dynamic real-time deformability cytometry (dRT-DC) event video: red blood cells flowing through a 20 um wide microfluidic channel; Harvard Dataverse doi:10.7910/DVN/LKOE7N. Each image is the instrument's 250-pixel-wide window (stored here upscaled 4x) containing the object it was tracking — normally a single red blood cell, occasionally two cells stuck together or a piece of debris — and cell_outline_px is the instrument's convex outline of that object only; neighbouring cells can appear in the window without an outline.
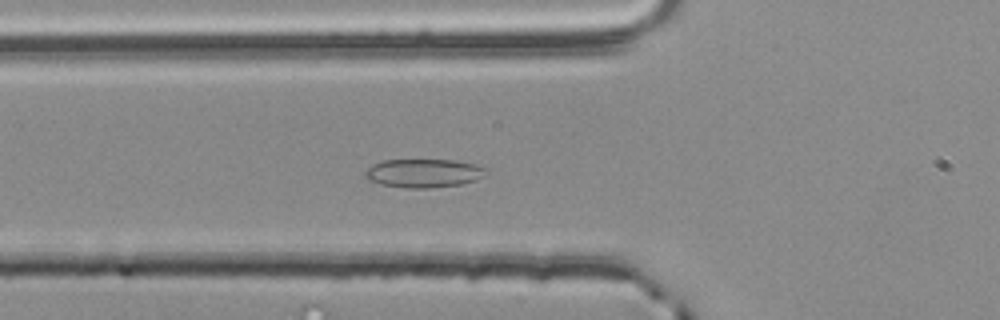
{"species": "common noctule bat (a hibernating species)", "species_latin": "Nyctalus noctula", "temperature_condition": "room temperature", "stored_images_in_passage": 44, "camera_frame_rate_fps": 3000, "um_per_image_px": 0.085, "animal": {"sex": "male", "body_mass_g": 20.4}, "frame": {"image": 1, "passage_image": 14, "time_ms": 4.333, "image_size_px": [1000, 320], "cell_outline_px": [[488, 172], [476, 180], [460, 184], [432, 188], [404, 188], [380, 184], [368, 180], [364, 176], [364, 172], [372, 164], [384, 160], [456, 160], [476, 164], [488, 168]], "centroid_in_image_um": [36.01, 14.72], "position_along_channel_um": 89.8, "area_um2": 20.35}}
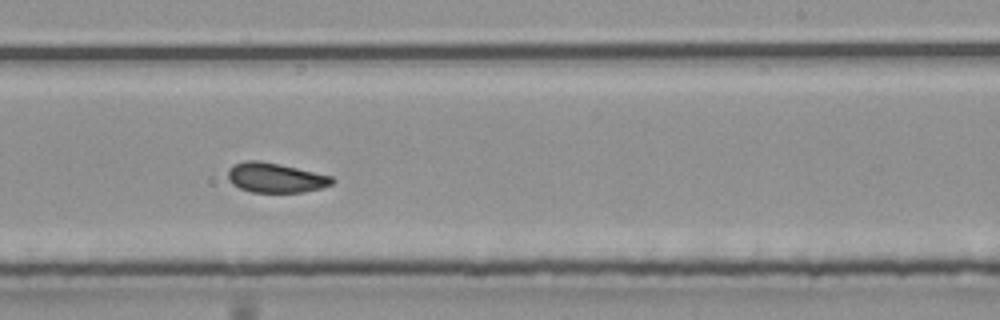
{"frame": {"image": 2, "passage_image": 28, "time_ms": 9.0, "image_size_px": [1000, 320], "cell_outline_px": [[336, 180], [332, 184], [320, 188], [304, 192], [252, 192], [240, 188], [232, 184], [228, 180], [228, 168], [232, 164], [244, 160], [260, 160], [280, 164], [332, 176]], "centroid_in_image_um": [23.38, 15.09], "position_along_channel_um": 265.6, "area_um2": 18.21}}
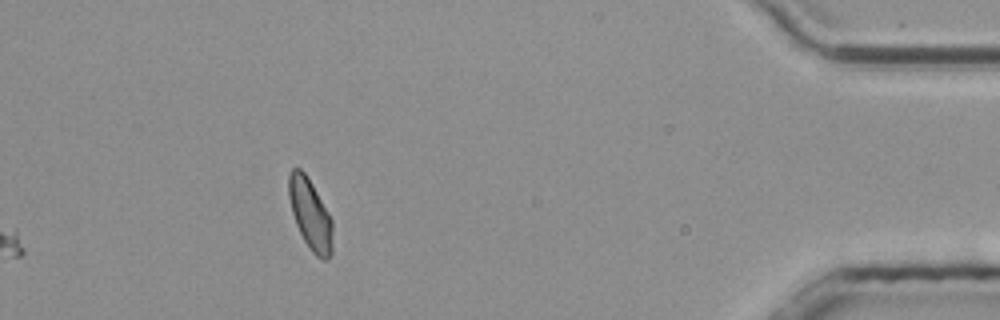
{"frame": {"image": 3, "passage_image": 44, "time_ms": 14.333, "image_size_px": [1000, 320], "cell_outline_px": [[332, 256], [328, 260], [320, 260], [312, 252], [304, 240], [296, 224], [292, 212], [288, 196], [288, 172], [292, 168], [300, 168], [308, 176], [328, 212], [332, 220]], "centroid_in_image_um": [26.37, 18.21], "position_along_channel_um": 408.8, "area_um2": 18.26}, "authors_computed_cell_mechanics": {"area_um2": 18.4382, "velocity_mm_per_s": 3.7663, "shape_relaxation_time_tau1_ms": 6.7098, "shape_relaxation_time_tau2_ms": 1.6102, "deformation_change_tau1": 0.1223, "deformation_change_tau2": 0.0483}}